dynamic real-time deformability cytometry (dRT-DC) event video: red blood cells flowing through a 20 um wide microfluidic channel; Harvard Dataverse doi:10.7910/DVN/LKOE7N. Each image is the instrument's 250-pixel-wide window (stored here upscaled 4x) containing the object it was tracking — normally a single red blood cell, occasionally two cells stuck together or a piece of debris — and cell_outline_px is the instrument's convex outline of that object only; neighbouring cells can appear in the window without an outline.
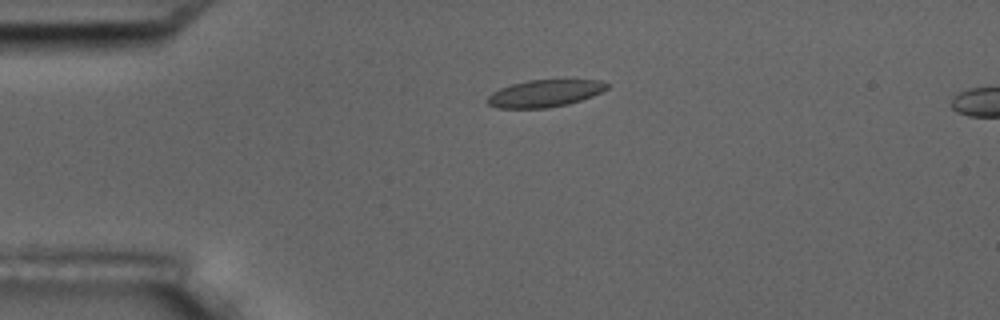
{"species": "common noctule bat (a hibernating species)", "species_latin": "Nyctalus noctula", "temperature_condition": "room temperature", "stored_images_in_passage": 2, "camera_frame_rate_fps": 3000, "um_per_image_px": 0.085, "animal": {"sex": "male", "body_mass_g": 17.5, "forearm_length_mm": 52.3}, "frame": {"image": 1, "passage_image": 1, "time_ms": 0.0, "image_size_px": [1000, 320], "cell_outline_px": [[608, 88], [592, 96], [568, 104], [544, 108], [496, 108], [488, 104], [484, 100], [492, 92], [500, 88], [512, 84], [528, 80], [600, 80], [608, 84]], "centroid_in_image_um": [46.25, 7.94], "position_along_channel_um": 38.7, "area_um2": 18.84}}